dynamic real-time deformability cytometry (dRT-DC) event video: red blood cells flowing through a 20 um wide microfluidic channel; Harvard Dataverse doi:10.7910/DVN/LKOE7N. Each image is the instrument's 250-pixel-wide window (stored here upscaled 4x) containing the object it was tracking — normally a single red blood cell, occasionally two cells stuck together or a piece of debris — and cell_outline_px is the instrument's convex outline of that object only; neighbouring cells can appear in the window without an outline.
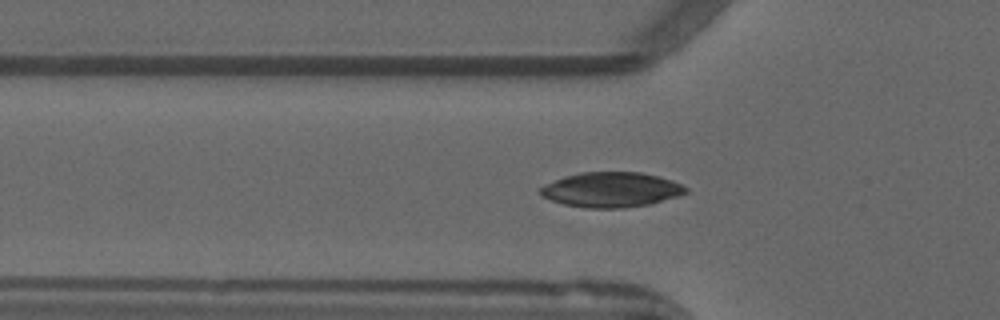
{"species": "common noctule bat (a hibernating species)", "species_latin": "Nyctalus noctula", "temperature_condition": "warm", "stored_images_in_passage": 43, "camera_frame_rate_fps": 3000, "um_per_image_px": 0.085, "animal": {"sex": "male", "forearm_length_mm": 52.5}, "frame": {"image": 1, "passage_image": 13, "time_ms": 4.0, "image_size_px": [1000, 320], "cell_outline_px": [[688, 192], [680, 196], [648, 204], [624, 208], [584, 208], [564, 204], [540, 196], [540, 188], [544, 184], [564, 176], [580, 172], [640, 172], [672, 180], [688, 188]], "centroid_in_image_um": [51.94, 16.12], "position_along_channel_um": 73.9, "area_um2": 29.71}}
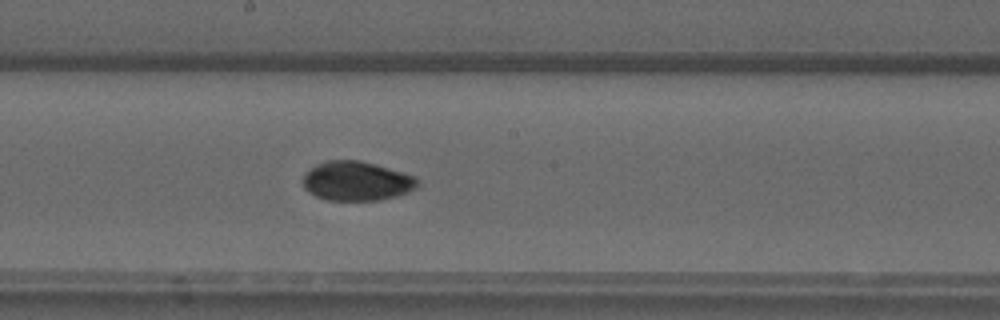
{"frame": {"image": 2, "passage_image": 24, "time_ms": 7.667, "image_size_px": [1000, 320], "cell_outline_px": [[420, 188], [396, 196], [380, 200], [328, 200], [316, 196], [308, 192], [304, 188], [304, 176], [316, 164], [328, 160], [360, 160], [376, 164], [416, 176], [420, 180]], "centroid_in_image_um": [30.38, 15.39], "position_along_channel_um": 217.8, "area_um2": 26.41}}
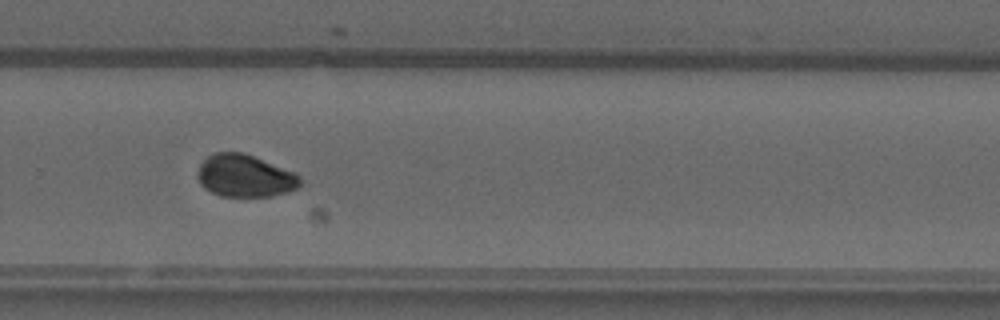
{"frame": {"image": 3, "passage_image": 31, "time_ms": 10.0, "image_size_px": [1000, 320], "cell_outline_px": [[300, 184], [296, 188], [288, 192], [268, 196], [220, 196], [204, 188], [200, 184], [196, 176], [200, 164], [212, 152], [244, 152], [296, 172], [300, 176]], "centroid_in_image_um": [20.8, 14.93], "position_along_channel_um": 309.0, "area_um2": 25.49}, "authors_computed_cell_mechanics": {"area_um2": 26.4146, "velocity_mm_per_s": 3.9156, "shape_relaxation_time_tau1_ms": 8.6437, "shape_relaxation_time_tau2_ms": 2.8828, "deformation_change_tau1": 0.2742, "deformation_change_tau2": 0.045}}